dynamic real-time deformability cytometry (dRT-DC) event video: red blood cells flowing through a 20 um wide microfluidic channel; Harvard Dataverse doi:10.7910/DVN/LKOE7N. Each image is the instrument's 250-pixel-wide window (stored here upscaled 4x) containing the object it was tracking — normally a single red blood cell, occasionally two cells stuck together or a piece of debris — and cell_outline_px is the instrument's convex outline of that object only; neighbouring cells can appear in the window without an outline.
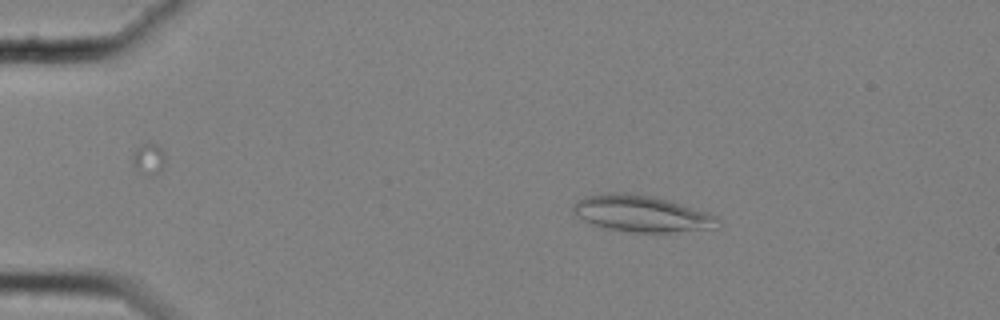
{"species": "common noctule bat (a hibernating species)", "species_latin": "Nyctalus noctula", "temperature_condition": "cold", "stored_images_in_passage": 57, "camera_frame_rate_fps": 3000, "um_per_image_px": 0.085, "animal": {"sex": "female", "body_mass_g": 25.1}, "frame": {"image": 1, "passage_image": 10, "time_ms": 3.0, "image_size_px": [1000, 320], "cell_outline_px": [[720, 220], [712, 228], [668, 232], [632, 232], [608, 228], [592, 224], [584, 220], [572, 212], [572, 208], [576, 200], [584, 196], [608, 192], [628, 192], [652, 196], [668, 200], [708, 212], [716, 216]], "centroid_in_image_um": [54.47, 18.13], "position_along_channel_um": 30.5, "area_um2": 30.52}}
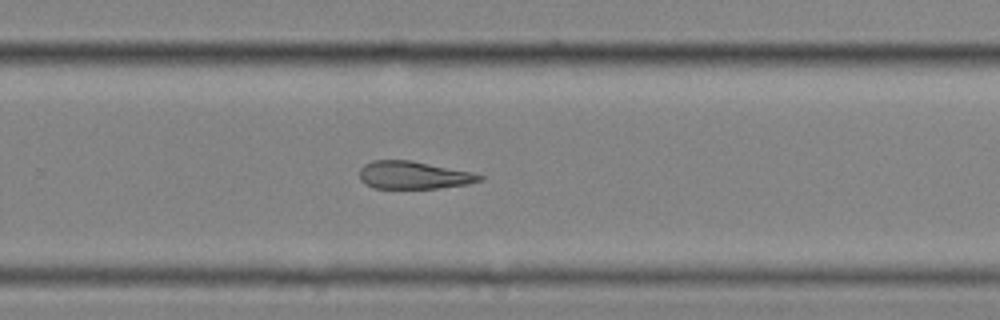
{"frame": {"image": 2, "passage_image": 38, "time_ms": 12.333, "image_size_px": [1000, 320], "cell_outline_px": [[484, 180], [468, 184], [436, 188], [372, 188], [364, 184], [360, 180], [360, 168], [364, 164], [372, 160], [412, 160], [472, 172], [484, 176]], "centroid_in_image_um": [35.14, 14.88], "position_along_channel_um": 294.7, "area_um2": 19.54}}
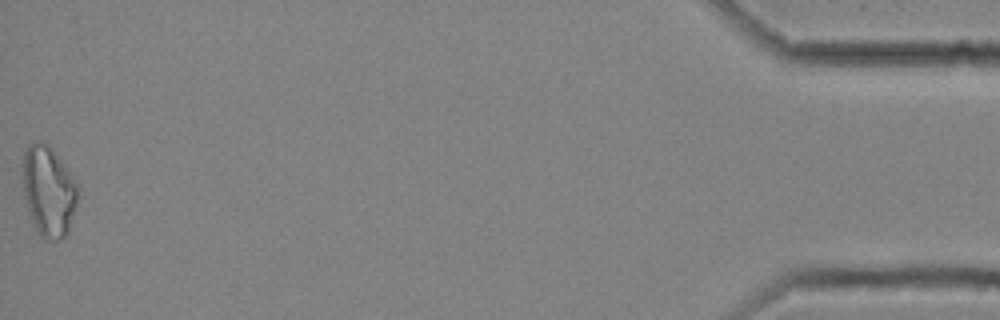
{"frame": {"image": 3, "passage_image": 57, "time_ms": 18.667, "image_size_px": [1000, 320], "cell_outline_px": [[76, 204], [68, 232], [64, 236], [56, 240], [44, 240], [40, 236], [32, 220], [24, 196], [24, 152], [28, 144], [40, 140], [48, 140], [64, 164], [76, 184]], "centroid_in_image_um": [4.12, 16.2], "position_along_channel_um": 431.1, "area_um2": 28.67}, "authors_computed_cell_mechanics": {"area_um2": 22.8888, "velocity_mm_per_s": 3.5369, "shape_relaxation_time_tau1_ms": null, "shape_relaxation_time_tau2_ms": 11.2543, "deformation_change_tau1": null, "deformation_change_tau2": 0.2519}}